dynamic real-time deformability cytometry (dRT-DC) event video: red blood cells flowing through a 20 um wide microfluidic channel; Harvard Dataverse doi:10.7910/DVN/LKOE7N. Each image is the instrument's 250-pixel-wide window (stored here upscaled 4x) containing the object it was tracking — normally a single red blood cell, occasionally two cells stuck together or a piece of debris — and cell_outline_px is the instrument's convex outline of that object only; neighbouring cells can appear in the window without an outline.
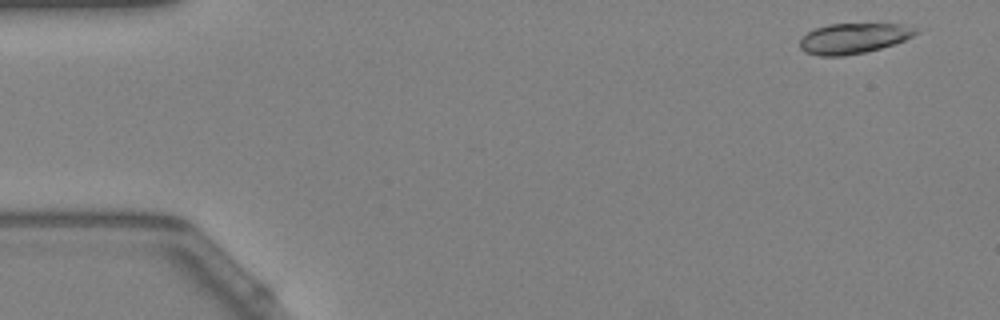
{"species": "Egyptian fruit bat (a non-hibernating species)", "species_latin": "Rousettus aegyptiacus", "temperature_condition": "warm", "stored_images_in_passage": 11, "camera_frame_rate_fps": 3000, "um_per_image_px": 0.085, "animal": {"sex": "female"}, "frame": {"image": 1, "passage_image": 3, "time_ms": 0.667, "image_size_px": [1000, 320], "cell_outline_px": [[920, 32], [904, 40], [880, 48], [864, 52], [844, 56], [820, 56], [804, 52], [800, 48], [800, 40], [808, 32], [816, 28], [828, 24], [900, 24], [916, 28]], "centroid_in_image_um": [72.53, 3.26], "position_along_channel_um": 12.5, "area_um2": 20.35}}